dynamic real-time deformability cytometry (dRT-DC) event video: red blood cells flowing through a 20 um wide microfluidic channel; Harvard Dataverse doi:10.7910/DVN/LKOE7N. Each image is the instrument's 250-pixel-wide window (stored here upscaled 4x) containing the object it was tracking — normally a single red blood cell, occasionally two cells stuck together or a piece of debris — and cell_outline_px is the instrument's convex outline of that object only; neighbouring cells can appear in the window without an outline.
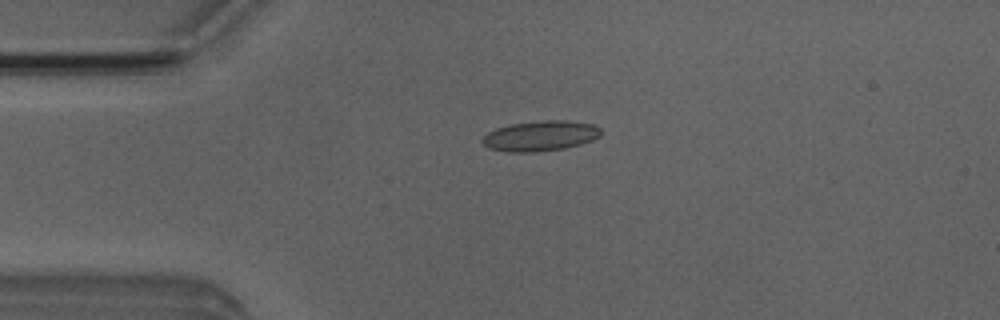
{"species": "Egyptian fruit bat (a non-hibernating species)", "species_latin": "Rousettus aegyptiacus", "temperature_condition": "room temperature", "stored_images_in_passage": 4, "camera_frame_rate_fps": 3000, "um_per_image_px": 0.085, "animal": {"sex": "male"}, "frame": {"image": 1, "passage_image": 4, "time_ms": 3.667, "image_size_px": [1000, 320], "cell_outline_px": [[600, 136], [592, 140], [580, 144], [564, 148], [532, 152], [508, 152], [488, 148], [480, 140], [488, 132], [496, 128], [512, 124], [540, 120], [568, 120], [596, 124], [600, 128]], "centroid_in_image_um": [45.94, 11.54], "position_along_channel_um": 39.1, "area_um2": 20.98}}